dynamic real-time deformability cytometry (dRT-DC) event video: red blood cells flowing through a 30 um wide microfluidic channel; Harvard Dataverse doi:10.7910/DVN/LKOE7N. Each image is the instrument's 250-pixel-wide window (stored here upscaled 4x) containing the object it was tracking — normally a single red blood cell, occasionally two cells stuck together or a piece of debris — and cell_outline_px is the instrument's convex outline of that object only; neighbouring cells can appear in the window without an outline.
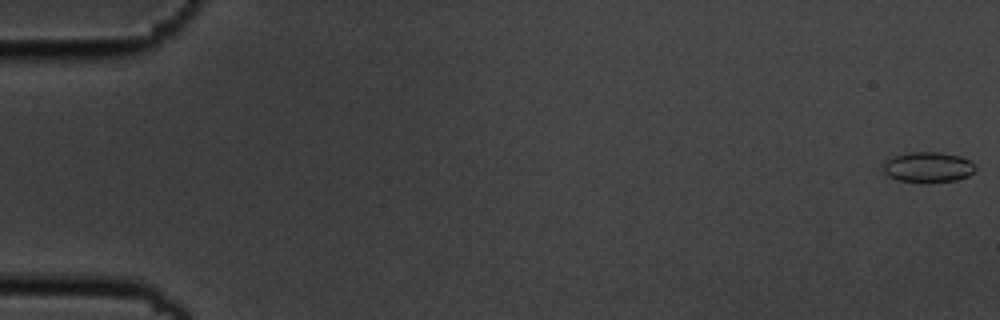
{"species": "common noctule bat (a hibernating species)", "species_latin": "Nyctalus noctula", "temperature_condition": "cold", "stored_images_in_passage": 57, "camera_frame_rate_fps": 3000, "um_per_image_px": 0.085, "animal": {"sex": "male", "body_mass_g": 19.5, "forearm_length_mm": 54.6}, "frame": {"image": 1, "passage_image": 1, "time_ms": 0.0, "image_size_px": [1000, 320], "cell_outline_px": [[976, 168], [968, 176], [956, 180], [896, 180], [888, 176], [884, 172], [884, 160], [892, 156], [908, 152], [940, 152], [960, 156], [968, 160]], "centroid_in_image_um": [78.84, 14.16], "position_along_channel_um": 6.2, "area_um2": 15.78}}
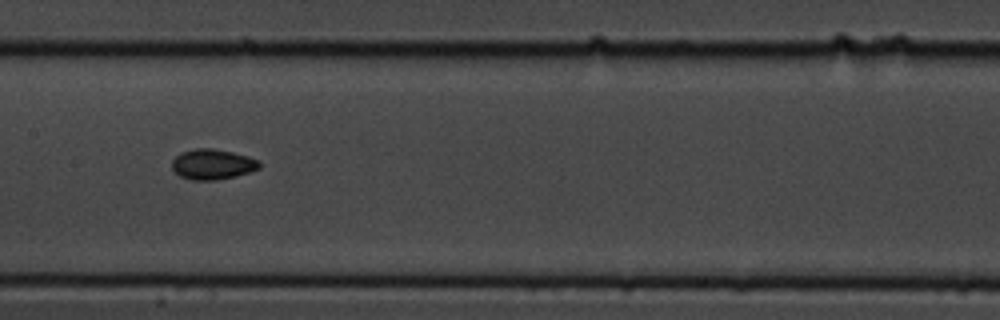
{"frame": {"image": 2, "passage_image": 29, "time_ms": 9.333, "image_size_px": [1000, 320], "cell_outline_px": [[260, 168], [236, 176], [216, 180], [192, 180], [180, 176], [172, 168], [172, 160], [180, 152], [196, 148], [212, 148], [232, 152], [248, 156], [260, 160]], "centroid_in_image_um": [18.06, 13.96], "position_along_channel_um": 189.3, "area_um2": 15.49}}
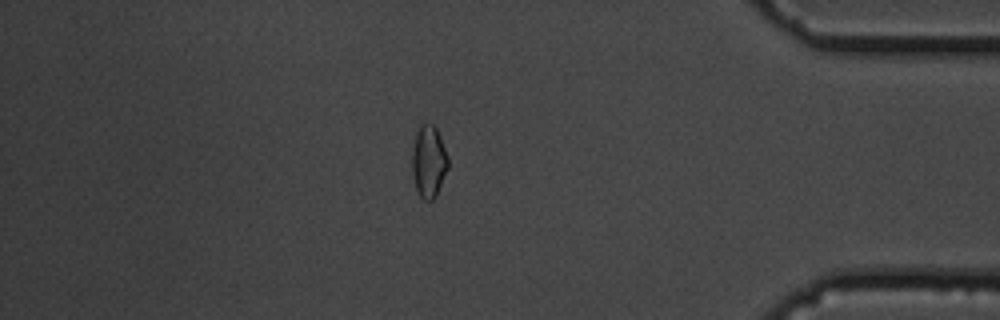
{"frame": {"image": 3, "passage_image": 49, "time_ms": 16.0, "image_size_px": [1000, 320], "cell_outline_px": [[448, 168], [436, 196], [432, 200], [424, 200], [420, 196], [416, 188], [412, 176], [412, 148], [416, 132], [420, 124], [424, 120], [428, 120], [436, 128], [440, 136], [448, 156]], "centroid_in_image_um": [36.43, 13.67], "position_along_channel_um": 398.8, "area_um2": 15.43}, "authors_computed_cell_mechanics": {"area_um2": 15.4904, "velocity_mm_per_s": 3.6164, "shape_relaxation_time_tau1_ms": 2.568, "shape_relaxation_time_tau2_ms": null, "deformation_change_tau1": 0.043, "deformation_change_tau2": null}}